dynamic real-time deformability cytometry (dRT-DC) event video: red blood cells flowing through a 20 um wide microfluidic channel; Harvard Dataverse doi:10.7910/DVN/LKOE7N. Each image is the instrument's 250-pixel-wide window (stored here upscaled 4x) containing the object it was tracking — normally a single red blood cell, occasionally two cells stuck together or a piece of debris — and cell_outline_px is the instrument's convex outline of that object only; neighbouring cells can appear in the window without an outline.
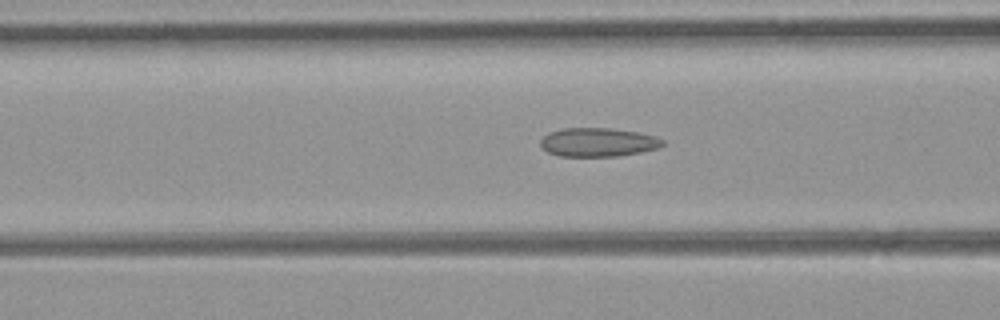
{"species": "common noctule bat (a hibernating species)", "species_latin": "Nyctalus noctula", "temperature_condition": "room temperature", "stored_images_in_passage": 30, "camera_frame_rate_fps": 3000, "um_per_image_px": 0.085, "animal": {"sex": "female", "body_mass_g": 21.9}, "frame": {"image": 1, "passage_image": 8, "time_ms": 2.333, "image_size_px": [1000, 320], "cell_outline_px": [[664, 144], [660, 148], [640, 152], [616, 156], [560, 156], [548, 152], [540, 148], [540, 140], [548, 132], [564, 128], [608, 128], [636, 132], [656, 136], [664, 140]], "centroid_in_image_um": [50.81, 12.09], "position_along_channel_um": 115.8, "area_um2": 20.52}}
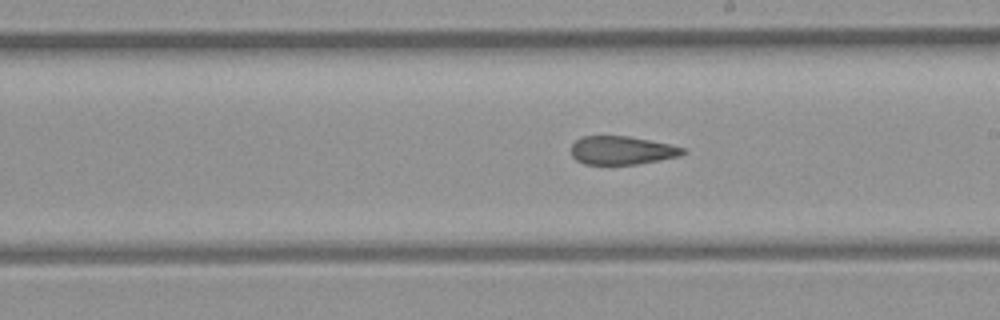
{"frame": {"image": 2, "passage_image": 17, "time_ms": 5.333, "image_size_px": [1000, 320], "cell_outline_px": [[684, 152], [680, 156], [636, 164], [584, 164], [576, 160], [572, 156], [572, 144], [576, 140], [584, 136], [628, 136], [668, 144], [684, 148]], "centroid_in_image_um": [52.82, 12.78], "position_along_channel_um": 236.2, "area_um2": 18.21}}
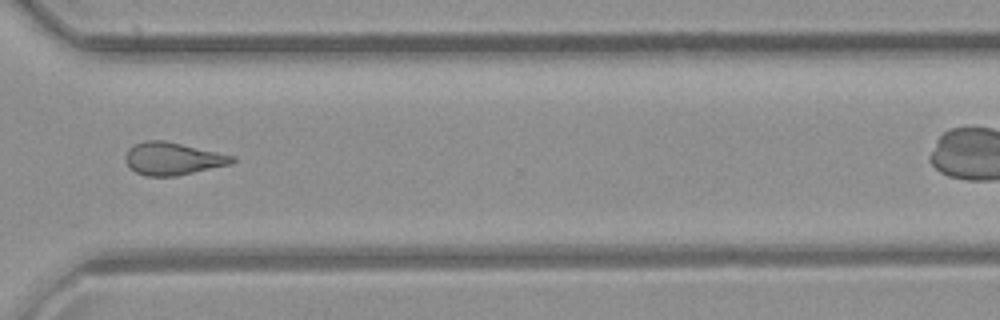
{"frame": {"image": 3, "passage_image": 26, "time_ms": 8.333, "image_size_px": [1000, 320], "cell_outline_px": [[236, 160], [232, 164], [176, 176], [144, 176], [136, 172], [124, 160], [124, 156], [128, 148], [144, 140], [164, 140], [236, 156]], "centroid_in_image_um": [14.69, 13.48], "position_along_channel_um": 355.9, "area_um2": 20.35}}